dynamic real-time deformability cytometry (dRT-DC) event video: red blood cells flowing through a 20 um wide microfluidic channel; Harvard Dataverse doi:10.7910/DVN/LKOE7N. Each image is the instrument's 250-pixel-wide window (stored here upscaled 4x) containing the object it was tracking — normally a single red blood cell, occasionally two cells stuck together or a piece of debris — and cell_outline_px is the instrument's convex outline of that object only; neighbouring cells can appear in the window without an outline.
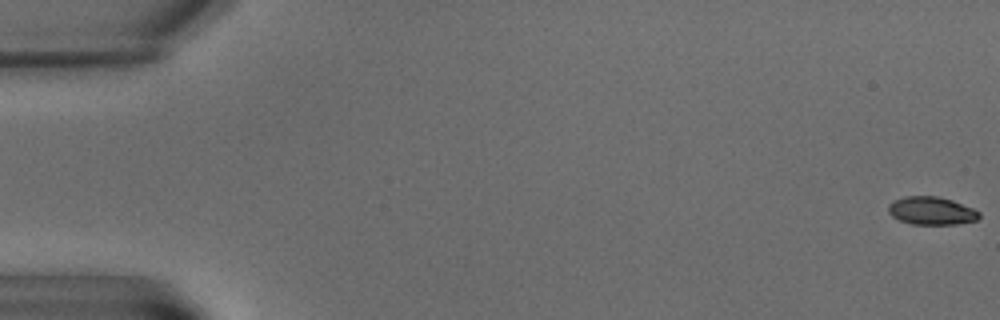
{"species": "common noctule bat (a hibernating species)", "species_latin": "Nyctalus noctula", "temperature_condition": "warm", "stored_images_in_passage": 10, "camera_frame_rate_fps": 3000, "um_per_image_px": 0.085, "animal": {"sex": "male", "body_mass_g": 15.6}, "frame": {"image": 1, "passage_image": 1, "time_ms": 0.0, "image_size_px": [1000, 320], "cell_outline_px": [[980, 216], [976, 220], [956, 224], [912, 224], [900, 220], [892, 216], [888, 212], [888, 204], [892, 200], [904, 196], [936, 196], [952, 200], [972, 208], [980, 212]], "centroid_in_image_um": [79.14, 17.91], "position_along_channel_um": 5.9, "area_um2": 14.8}}
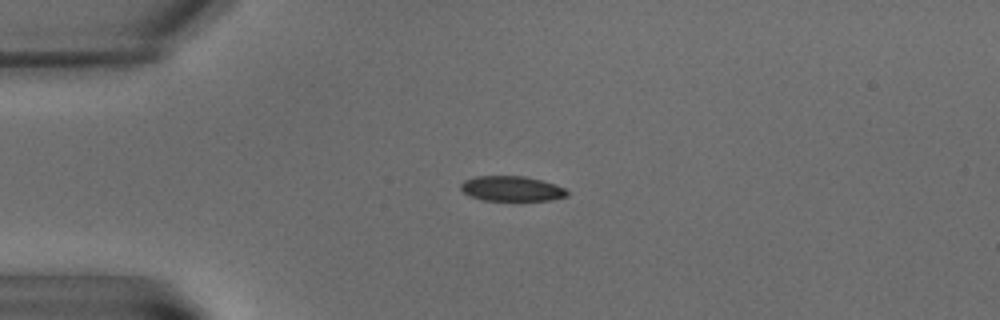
{"frame": {"image": 2, "passage_image": 6, "time_ms": 6.0, "image_size_px": [1000, 320], "cell_outline_px": [[568, 196], [552, 200], [484, 200], [472, 196], [464, 192], [460, 188], [460, 184], [464, 180], [476, 176], [524, 176], [556, 184], [564, 188], [568, 192]], "centroid_in_image_um": [43.51, 16.03], "position_along_channel_um": 41.5, "area_um2": 15.43}}
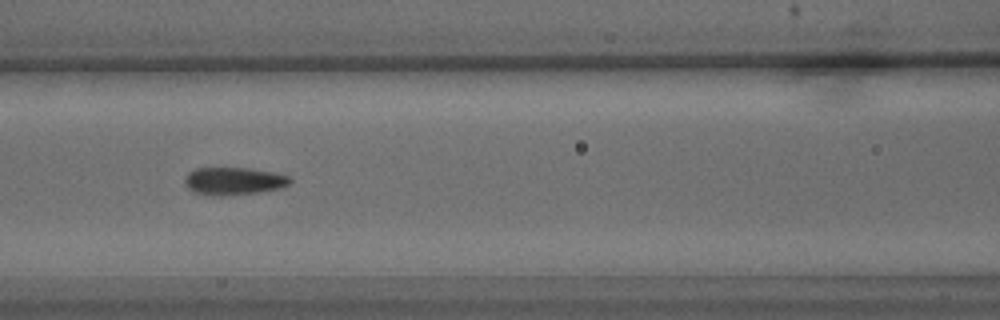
{"frame": {"image": 3, "passage_image": 9, "time_ms": 10.667, "image_size_px": [1000, 320], "cell_outline_px": [[292, 180], [288, 184], [280, 188], [260, 192], [220, 196], [216, 196], [192, 192], [188, 188], [184, 180], [188, 172], [196, 168], [248, 168], [276, 172], [288, 176]], "centroid_in_image_um": [19.86, 15.39], "position_along_channel_um": 146.7, "area_um2": 16.99}}